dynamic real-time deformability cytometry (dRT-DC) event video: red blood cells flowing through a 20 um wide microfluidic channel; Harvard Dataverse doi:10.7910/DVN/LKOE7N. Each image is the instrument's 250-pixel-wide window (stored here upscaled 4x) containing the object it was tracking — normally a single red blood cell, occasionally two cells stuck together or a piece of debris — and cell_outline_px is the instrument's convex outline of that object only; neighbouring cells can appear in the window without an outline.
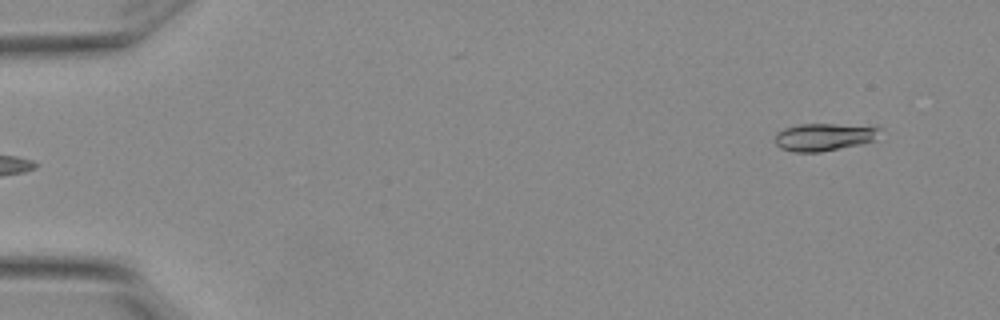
{"species": "Egyptian fruit bat (a non-hibernating species)", "species_latin": "Rousettus aegyptiacus", "temperature_condition": "warm", "stored_images_in_passage": 6, "camera_frame_rate_fps": 3000, "um_per_image_px": 0.085, "animal": {"sex": "female"}, "frame": {"image": 1, "passage_image": 6, "time_ms": 1.667, "image_size_px": [1000, 320], "cell_outline_px": [[880, 128], [876, 140], [864, 144], [820, 152], [792, 152], [780, 148], [776, 144], [776, 132], [784, 128], [800, 124], [876, 124]], "centroid_in_image_um": [70.13, 11.63], "position_along_channel_um": 14.9, "area_um2": 17.4}}